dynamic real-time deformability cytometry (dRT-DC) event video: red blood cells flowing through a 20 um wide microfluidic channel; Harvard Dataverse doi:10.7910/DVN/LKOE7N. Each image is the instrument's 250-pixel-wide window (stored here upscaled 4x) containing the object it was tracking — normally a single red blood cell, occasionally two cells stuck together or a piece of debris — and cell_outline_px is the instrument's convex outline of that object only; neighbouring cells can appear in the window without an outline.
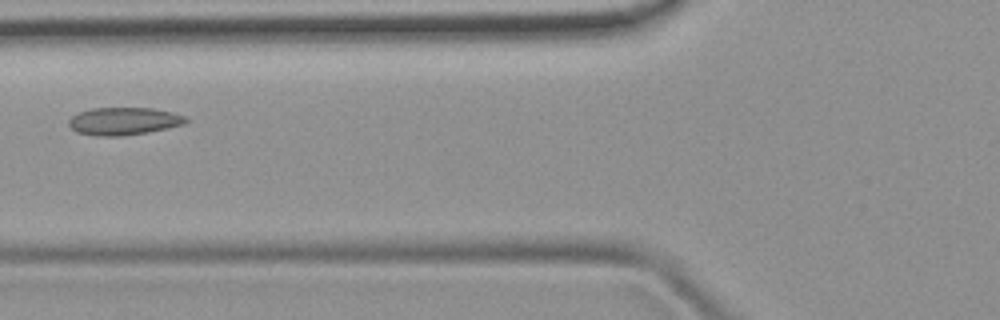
{"species": "common noctule bat (a hibernating species)", "species_latin": "Nyctalus noctula", "temperature_condition": "room temperature", "stored_images_in_passage": 4, "camera_frame_rate_fps": 3000, "um_per_image_px": 0.085, "animal": {"sex": "female", "body_mass_g": 19.9}, "frame": {"image": 1, "passage_image": 3, "time_ms": 2.333, "image_size_px": [1000, 320], "cell_outline_px": [[188, 120], [184, 124], [148, 132], [120, 136], [96, 136], [76, 132], [68, 124], [68, 120], [72, 116], [80, 112], [92, 108], [152, 108], [172, 112], [184, 116]], "centroid_in_image_um": [10.49, 10.3], "position_along_channel_um": 115.3, "area_um2": 18.73}}
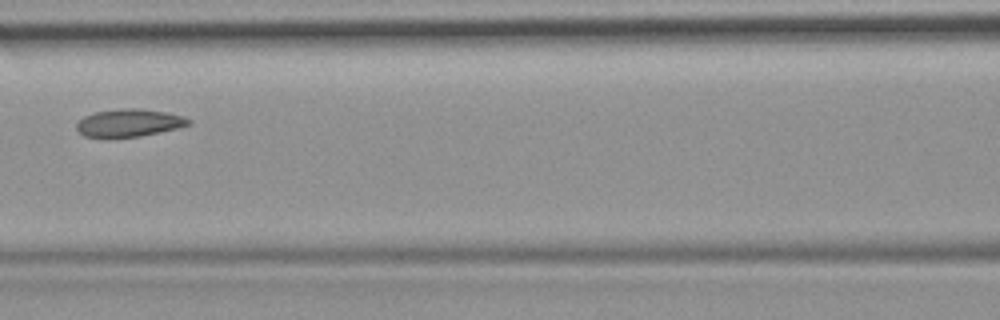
{"frame": {"image": 2, "passage_image": 4, "time_ms": 3.333, "image_size_px": [1000, 320], "cell_outline_px": [[192, 124], [160, 132], [140, 136], [84, 136], [76, 128], [76, 124], [84, 116], [96, 112], [120, 108], [140, 108], [164, 112], [180, 116], [192, 120]], "centroid_in_image_um": [10.98, 10.42], "position_along_channel_um": 155.6, "area_um2": 17.63}}